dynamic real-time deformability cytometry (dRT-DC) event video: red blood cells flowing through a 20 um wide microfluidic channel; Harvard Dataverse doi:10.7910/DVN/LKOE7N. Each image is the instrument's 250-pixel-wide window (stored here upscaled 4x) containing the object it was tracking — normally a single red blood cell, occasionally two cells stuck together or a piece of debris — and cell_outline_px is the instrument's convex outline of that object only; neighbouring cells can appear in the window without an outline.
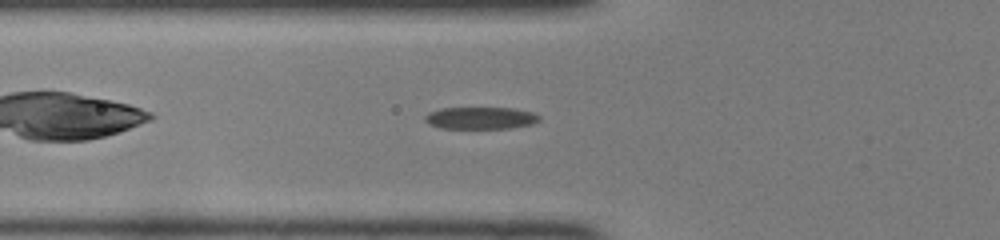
{"species": "common noctule bat (a hibernating species)", "species_latin": "Nyctalus noctula", "temperature_condition": "room temperature", "stored_images_in_passage": 43, "camera_frame_rate_fps": 3000, "um_per_image_px": 0.085, "animal": {"sex": "female", "body_mass_g": 22.0, "forearm_length_mm": 56.7}, "frame": {"image": 1, "passage_image": 10, "time_ms": 3.0, "image_size_px": [1000, 240], "cell_outline_px": [[540, 120], [532, 124], [508, 128], [440, 128], [428, 124], [424, 120], [424, 116], [428, 112], [440, 108], [512, 108], [532, 112], [540, 116]], "centroid_in_image_um": [40.81, 10.03], "position_along_channel_um": 85.0, "area_um2": 14.74}}
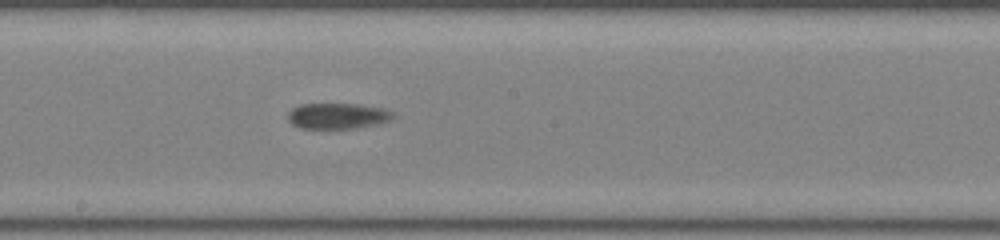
{"frame": {"image": 2, "passage_image": 20, "time_ms": 6.333, "image_size_px": [1000, 240], "cell_outline_px": [[396, 116], [392, 120], [380, 124], [356, 128], [300, 128], [292, 124], [288, 120], [288, 112], [292, 108], [300, 104], [356, 104], [384, 108], [392, 112]], "centroid_in_image_um": [28.73, 9.86], "position_along_channel_um": 219.5, "area_um2": 15.95}}
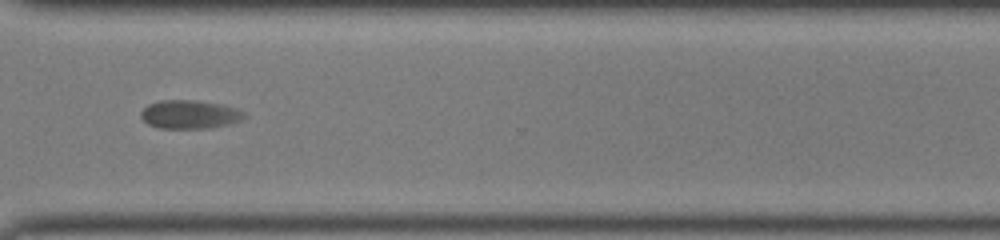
{"frame": {"image": 3, "passage_image": 30, "time_ms": 9.667, "image_size_px": [1000, 240], "cell_outline_px": [[248, 116], [240, 120], [228, 124], [212, 128], [156, 128], [148, 124], [140, 116], [140, 112], [148, 104], [160, 100], [196, 100], [220, 104], [236, 108], [244, 112]], "centroid_in_image_um": [16.12, 9.72], "position_along_channel_um": 354.5, "area_um2": 17.28}, "authors_computed_cell_mechanics": {"area_um2": 16.9354, "velocity_mm_per_s": 4.0387, "shape_relaxation_time_tau1_ms": 6.2616, "shape_relaxation_time_tau2_ms": 0.7852, "deformation_change_tau1": 0.1673, "deformation_change_tau2": 0.0417}}